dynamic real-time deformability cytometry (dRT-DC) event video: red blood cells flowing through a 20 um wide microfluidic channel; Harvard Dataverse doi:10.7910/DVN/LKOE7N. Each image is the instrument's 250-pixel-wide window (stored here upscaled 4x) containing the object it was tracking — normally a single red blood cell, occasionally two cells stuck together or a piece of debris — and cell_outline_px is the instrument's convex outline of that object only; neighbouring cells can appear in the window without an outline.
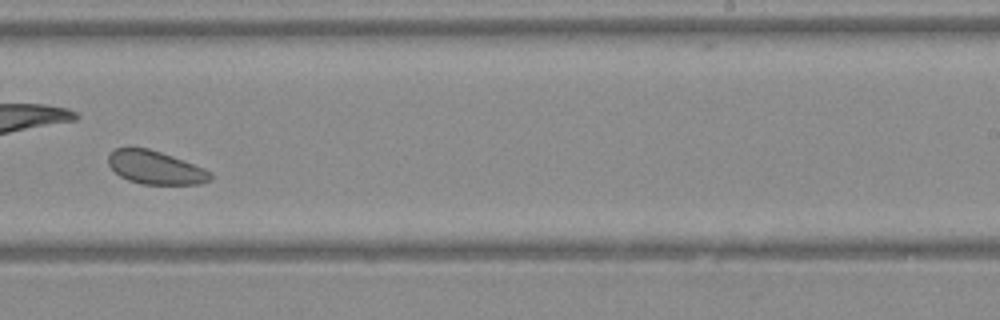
{"species": "Egyptian fruit bat (a non-hibernating species)", "species_latin": "Rousettus aegyptiacus", "temperature_condition": "warm", "stored_images_in_passage": 37, "camera_frame_rate_fps": 3000, "um_per_image_px": 0.085, "animal": {"sex": "female"}, "frame": {"image": 1, "passage_image": 22, "time_ms": 7.0, "image_size_px": [1000, 320], "cell_outline_px": [[212, 180], [200, 184], [140, 184], [128, 180], [120, 176], [108, 164], [108, 156], [116, 148], [148, 148], [172, 156], [204, 168], [212, 172]], "centroid_in_image_um": [13.24, 14.25], "position_along_channel_um": 275.8, "area_um2": 19.71}}
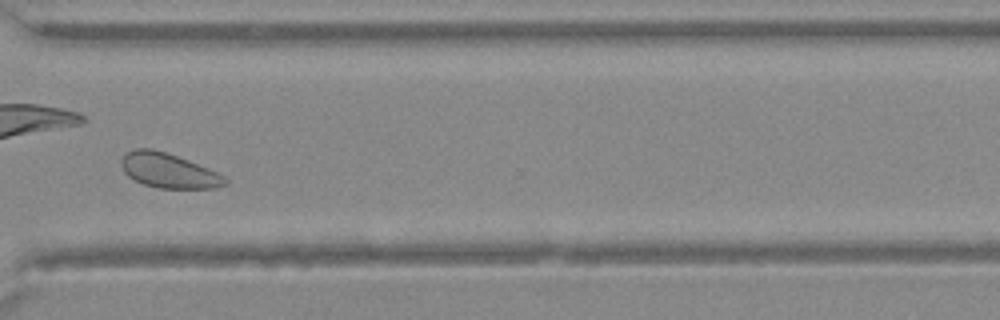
{"frame": {"image": 2, "passage_image": 27, "time_ms": 8.667, "image_size_px": [1000, 320], "cell_outline_px": [[228, 184], [216, 188], [156, 188], [144, 184], [128, 176], [124, 172], [120, 164], [120, 160], [128, 152], [136, 148], [152, 148], [176, 156], [208, 168], [224, 176], [228, 180]], "centroid_in_image_um": [14.32, 14.51], "position_along_channel_um": 356.3, "area_um2": 20.81}}